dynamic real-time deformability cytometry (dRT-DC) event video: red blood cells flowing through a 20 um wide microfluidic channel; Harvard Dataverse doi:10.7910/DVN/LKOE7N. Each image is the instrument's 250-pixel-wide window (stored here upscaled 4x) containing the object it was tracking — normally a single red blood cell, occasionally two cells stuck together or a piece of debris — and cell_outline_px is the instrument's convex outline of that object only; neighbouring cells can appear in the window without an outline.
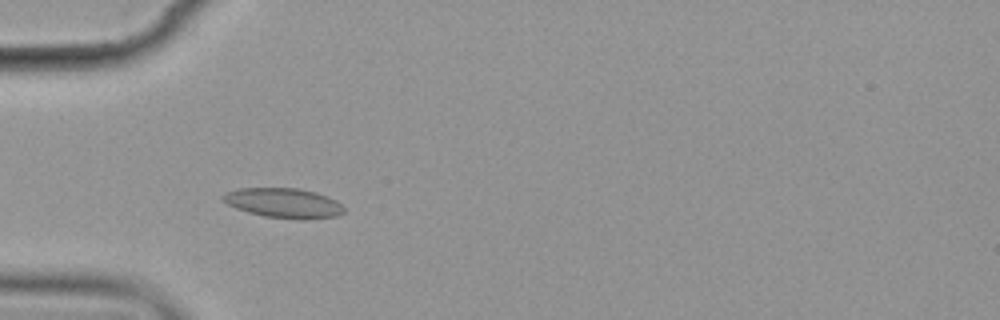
{"species": "common noctule bat (a hibernating species)", "species_latin": "Nyctalus noctula", "temperature_condition": "cold", "stored_images_in_passage": 7, "camera_frame_rate_fps": 3000, "um_per_image_px": 0.085, "animal": {"sex": "female", "body_mass_g": 19.9}, "frame": {"image": 1, "passage_image": 5, "time_ms": 5.333, "image_size_px": [1000, 320], "cell_outline_px": [[344, 212], [336, 216], [304, 220], [300, 220], [264, 216], [248, 212], [236, 208], [228, 204], [220, 196], [224, 192], [240, 188], [300, 188], [316, 192], [336, 200], [344, 208]], "centroid_in_image_um": [24.11, 17.25], "position_along_channel_um": 60.9, "area_um2": 21.1}}
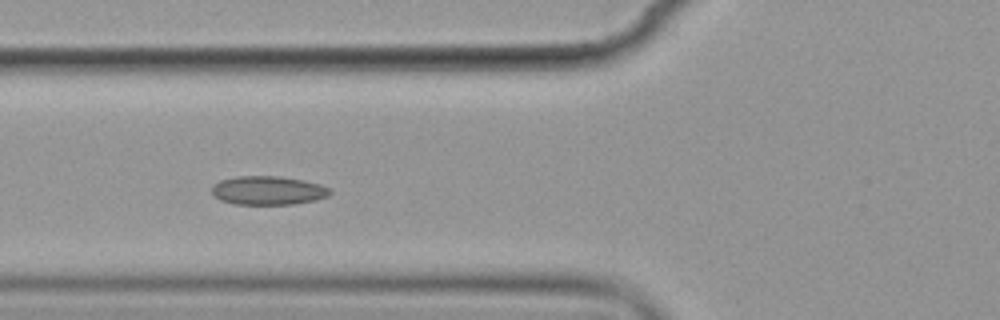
{"frame": {"image": 2, "passage_image": 6, "time_ms": 6.667, "image_size_px": [1000, 320], "cell_outline_px": [[332, 192], [328, 196], [312, 200], [292, 204], [236, 204], [220, 200], [212, 196], [212, 184], [220, 180], [236, 176], [276, 176], [304, 180], [320, 184], [328, 188]], "centroid_in_image_um": [22.73, 16.18], "position_along_channel_um": 103.1, "area_um2": 19.77}}
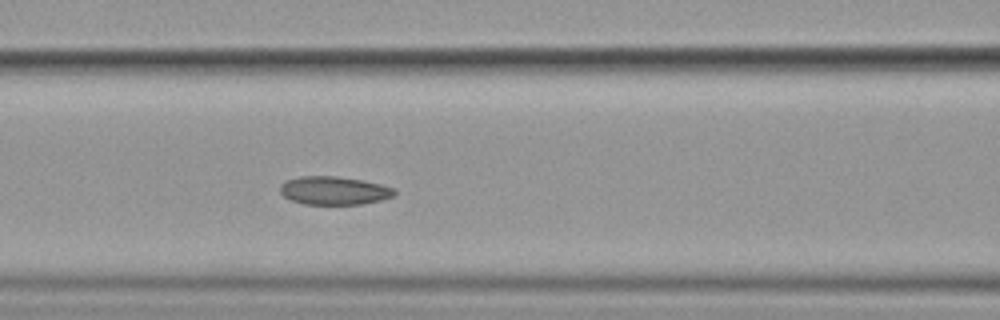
{"frame": {"image": 3, "passage_image": 7, "time_ms": 7.667, "image_size_px": [1000, 320], "cell_outline_px": [[396, 192], [392, 196], [380, 200], [360, 204], [304, 204], [292, 200], [284, 196], [280, 192], [280, 184], [288, 180], [300, 176], [336, 176], [360, 180], [380, 184], [396, 188]], "centroid_in_image_um": [28.38, 16.19], "position_along_channel_um": 138.2, "area_um2": 18.67}}